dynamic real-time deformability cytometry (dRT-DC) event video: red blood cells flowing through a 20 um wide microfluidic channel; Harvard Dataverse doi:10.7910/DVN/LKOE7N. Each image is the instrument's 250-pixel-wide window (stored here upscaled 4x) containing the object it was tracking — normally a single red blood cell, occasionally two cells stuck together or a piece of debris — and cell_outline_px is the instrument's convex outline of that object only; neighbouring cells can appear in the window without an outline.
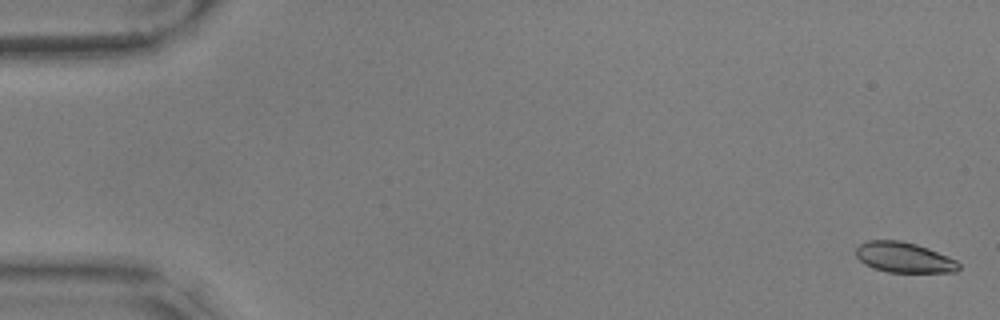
{"species": "common noctule bat (a hibernating species)", "species_latin": "Nyctalus noctula", "temperature_condition": "warm", "stored_images_in_passage": 58, "camera_frame_rate_fps": 3000, "um_per_image_px": 0.085, "animal": {"sex": "male", "body_mass_g": 17.9, "forearm_length_mm": 54.2}, "frame": {"image": 1, "passage_image": 2, "time_ms": 0.333, "image_size_px": [1000, 320], "cell_outline_px": [[960, 268], [956, 272], [888, 272], [872, 268], [864, 264], [856, 256], [856, 248], [860, 244], [868, 240], [900, 240], [916, 244], [928, 248], [956, 260], [960, 264]], "centroid_in_image_um": [76.82, 21.88], "position_along_channel_um": 8.2, "area_um2": 18.21}}
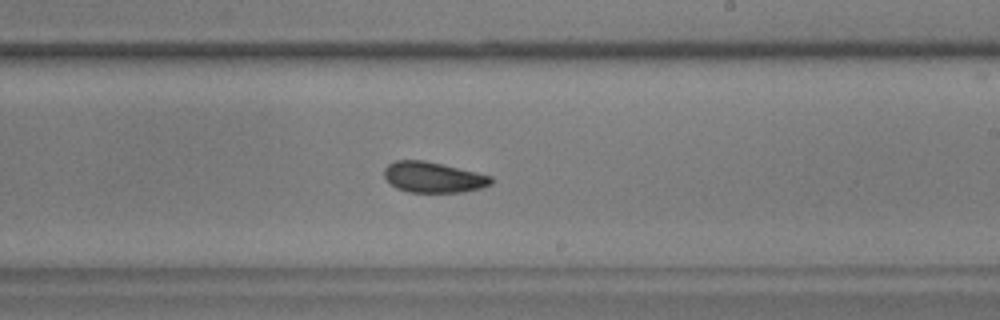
{"frame": {"image": 2, "passage_image": 35, "time_ms": 11.333, "image_size_px": [1000, 320], "cell_outline_px": [[492, 184], [480, 188], [464, 192], [408, 192], [396, 188], [384, 176], [384, 168], [388, 164], [396, 160], [424, 160], [476, 172], [492, 176]], "centroid_in_image_um": [36.82, 15.07], "position_along_channel_um": 252.2, "area_um2": 19.02}}
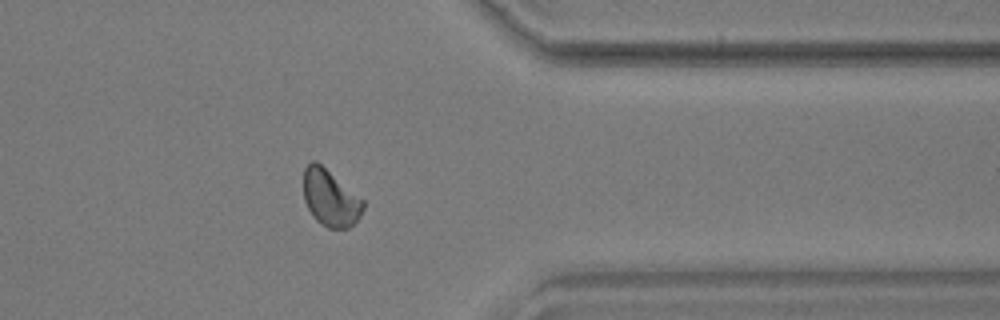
{"frame": {"image": 3, "passage_image": 47, "time_ms": 15.333, "image_size_px": [1000, 320], "cell_outline_px": [[364, 208], [360, 216], [348, 228], [328, 228], [320, 224], [312, 216], [304, 200], [304, 168], [312, 160], [316, 160], [364, 200]], "centroid_in_image_um": [28.07, 16.83], "position_along_channel_um": 383.3, "area_um2": 19.59}, "authors_computed_cell_mechanics": {"area_um2": 19.4786, "velocity_mm_per_s": 3.5413, "shape_relaxation_time_tau1_ms": null, "shape_relaxation_time_tau2_ms": 3.1858, "deformation_change_tau1": null, "deformation_change_tau2": 0.0642}}